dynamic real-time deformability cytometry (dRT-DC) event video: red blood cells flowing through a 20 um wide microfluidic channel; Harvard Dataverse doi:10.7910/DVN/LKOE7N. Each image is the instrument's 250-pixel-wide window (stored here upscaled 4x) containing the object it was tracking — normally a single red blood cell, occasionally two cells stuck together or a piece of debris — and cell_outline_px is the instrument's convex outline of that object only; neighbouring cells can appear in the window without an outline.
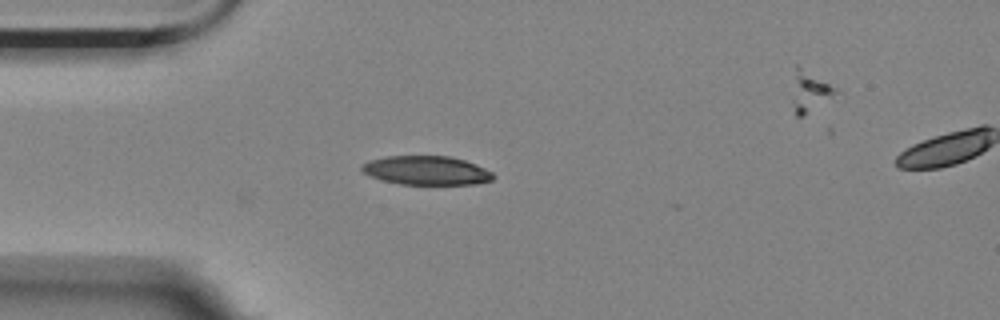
{"species": "Egyptian fruit bat (a non-hibernating species)", "species_latin": "Rousettus aegyptiacus", "temperature_condition": "room temperature", "stored_images_in_passage": 5, "camera_frame_rate_fps": 3000, "um_per_image_px": 0.085, "animal": {"sex": "female"}, "frame": {"image": 1, "passage_image": 4, "time_ms": 1.0, "image_size_px": [1000, 320], "cell_outline_px": [[496, 176], [492, 180], [476, 184], [400, 184], [384, 180], [372, 176], [364, 172], [360, 168], [360, 164], [368, 160], [384, 156], [448, 156], [464, 160], [476, 164], [492, 172]], "centroid_in_image_um": [36.24, 14.48], "position_along_channel_um": 48.8, "area_um2": 22.14}}